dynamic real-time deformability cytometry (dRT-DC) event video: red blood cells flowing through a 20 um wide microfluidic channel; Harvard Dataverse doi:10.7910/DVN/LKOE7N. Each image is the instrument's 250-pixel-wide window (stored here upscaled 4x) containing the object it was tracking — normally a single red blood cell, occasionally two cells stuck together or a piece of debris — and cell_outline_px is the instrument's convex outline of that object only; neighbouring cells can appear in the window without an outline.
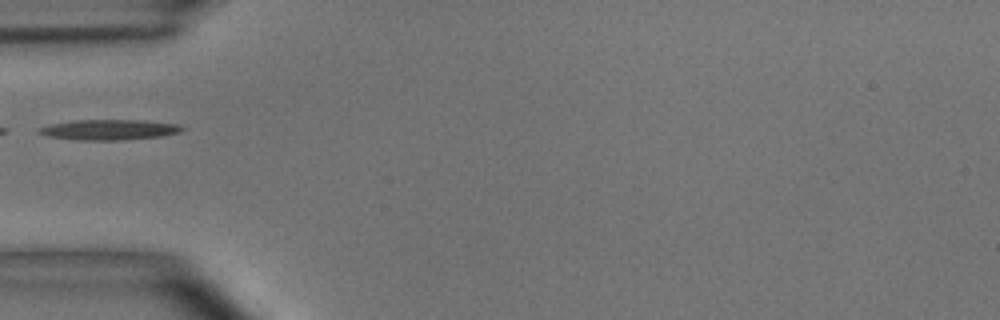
{"species": "common noctule bat (a hibernating species)", "species_latin": "Nyctalus noctula", "temperature_condition": "room temperature", "stored_images_in_passage": 7, "segment_of_instrument_passage": [2, 2], "camera_frame_rate_fps": 3000, "um_per_image_px": 0.085, "animal": {"sex": "male", "body_mass_g": 15.6}, "frame": {"image": 1, "passage_image": 3, "time_ms": 0.667, "image_size_px": [1000, 320], "cell_outline_px": [[184, 128], [180, 132], [164, 136], [120, 140], [76, 140], [44, 136], [36, 132], [36, 128], [48, 124], [72, 120], [144, 120], [180, 124]], "centroid_in_image_um": [9.21, 11.02], "position_along_channel_um": 75.8, "area_um2": 17.4}}
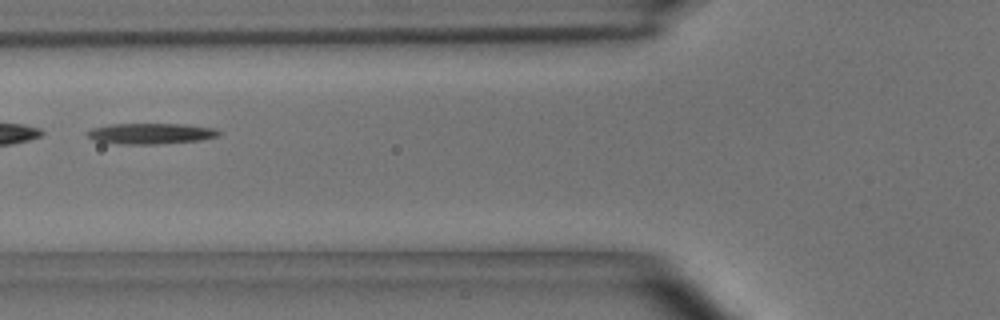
{"frame": {"image": 2, "passage_image": 4, "time_ms": 1.0, "image_size_px": [1000, 320], "cell_outline_px": [[220, 136], [200, 140], [160, 144], [120, 144], [96, 140], [88, 136], [84, 132], [92, 128], [108, 124], [184, 124], [216, 128], [220, 132]], "centroid_in_image_um": [12.84, 11.35], "position_along_channel_um": 113.0, "area_um2": 16.01}}